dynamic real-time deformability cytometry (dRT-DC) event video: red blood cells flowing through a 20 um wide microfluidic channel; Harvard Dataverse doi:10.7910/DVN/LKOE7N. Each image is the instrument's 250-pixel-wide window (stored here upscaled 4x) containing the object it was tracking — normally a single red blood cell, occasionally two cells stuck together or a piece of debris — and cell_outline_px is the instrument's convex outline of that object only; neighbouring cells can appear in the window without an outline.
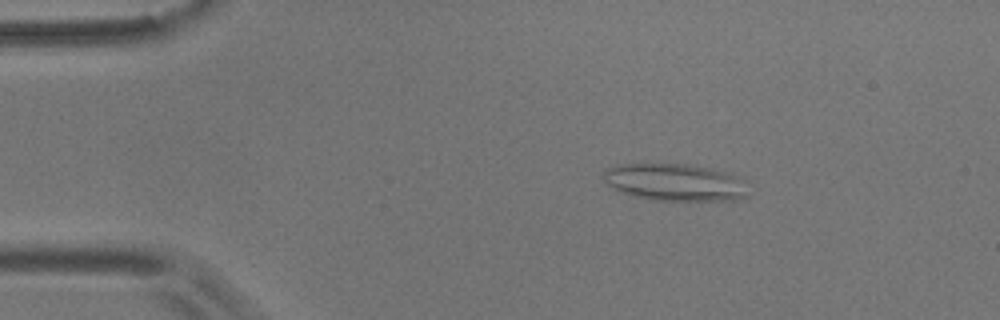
{"species": "common noctule bat (a hibernating species)", "species_latin": "Nyctalus noctula", "temperature_condition": "room temperature", "stored_images_in_passage": 55, "camera_frame_rate_fps": 3000, "um_per_image_px": 0.085, "animal": {"sex": "male", "body_mass_g": 17.9}, "frame": {"image": 1, "passage_image": 9, "time_ms": 2.667, "image_size_px": [1000, 320], "cell_outline_px": [[748, 196], [736, 200], [652, 200], [620, 192], [612, 188], [604, 180], [604, 168], [616, 164], [684, 164], [712, 168], [732, 172], [744, 176]], "centroid_in_image_um": [57.43, 15.48], "position_along_channel_um": 27.6, "area_um2": 31.91}}
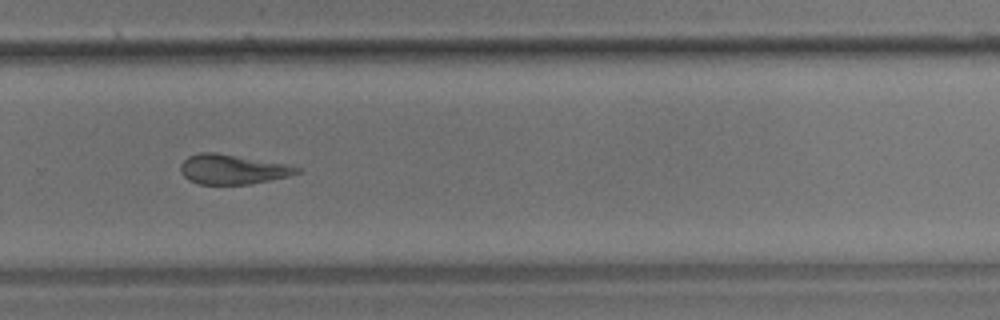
{"frame": {"image": 2, "passage_image": 37, "time_ms": 12.0, "image_size_px": [1000, 320], "cell_outline_px": [[300, 172], [288, 176], [252, 184], [200, 184], [188, 180], [180, 172], [180, 164], [188, 156], [200, 152], [216, 152], [284, 164], [300, 168]], "centroid_in_image_um": [19.71, 14.39], "position_along_channel_um": 310.1, "area_um2": 20.0}}
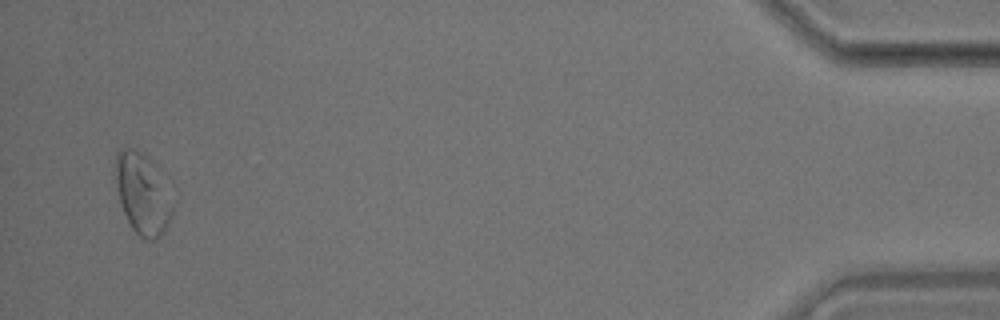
{"frame": {"image": 3, "passage_image": 53, "time_ms": 17.333, "image_size_px": [1000, 320], "cell_outline_px": [[176, 204], [172, 216], [156, 240], [144, 240], [132, 228], [120, 204], [116, 184], [116, 152], [124, 148], [136, 148], [144, 152], [156, 164]], "centroid_in_image_um": [12.16, 16.43], "position_along_channel_um": 423.0, "area_um2": 27.4}, "authors_computed_cell_mechanics": {"area_um2": 22.3686, "velocity_mm_per_s": 3.6338, "shape_relaxation_time_tau1_ms": null, "shape_relaxation_time_tau2_ms": 3.5497, "deformation_change_tau1": null, "deformation_change_tau2": 0.133}}